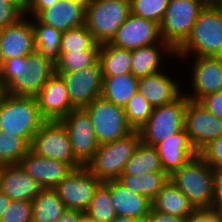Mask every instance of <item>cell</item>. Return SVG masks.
<instances>
[{"label":"cell","mask_w":222,"mask_h":222,"mask_svg":"<svg viewBox=\"0 0 222 222\" xmlns=\"http://www.w3.org/2000/svg\"><path fill=\"white\" fill-rule=\"evenodd\" d=\"M111 222H143V221L130 218L127 216H116Z\"/></svg>","instance_id":"obj_49"},{"label":"cell","mask_w":222,"mask_h":222,"mask_svg":"<svg viewBox=\"0 0 222 222\" xmlns=\"http://www.w3.org/2000/svg\"><path fill=\"white\" fill-rule=\"evenodd\" d=\"M4 94H5V90H4V87L2 86V83L0 82V101Z\"/></svg>","instance_id":"obj_53"},{"label":"cell","mask_w":222,"mask_h":222,"mask_svg":"<svg viewBox=\"0 0 222 222\" xmlns=\"http://www.w3.org/2000/svg\"><path fill=\"white\" fill-rule=\"evenodd\" d=\"M99 62L103 76L131 73V51L103 43L99 49Z\"/></svg>","instance_id":"obj_30"},{"label":"cell","mask_w":222,"mask_h":222,"mask_svg":"<svg viewBox=\"0 0 222 222\" xmlns=\"http://www.w3.org/2000/svg\"><path fill=\"white\" fill-rule=\"evenodd\" d=\"M198 154L216 171H222V134L202 148Z\"/></svg>","instance_id":"obj_41"},{"label":"cell","mask_w":222,"mask_h":222,"mask_svg":"<svg viewBox=\"0 0 222 222\" xmlns=\"http://www.w3.org/2000/svg\"><path fill=\"white\" fill-rule=\"evenodd\" d=\"M54 73V64L34 51L2 62L0 82L8 94L36 96Z\"/></svg>","instance_id":"obj_1"},{"label":"cell","mask_w":222,"mask_h":222,"mask_svg":"<svg viewBox=\"0 0 222 222\" xmlns=\"http://www.w3.org/2000/svg\"><path fill=\"white\" fill-rule=\"evenodd\" d=\"M157 73L138 78V93L154 108L173 102L182 93L183 83L172 77L170 72ZM171 75V76H170Z\"/></svg>","instance_id":"obj_20"},{"label":"cell","mask_w":222,"mask_h":222,"mask_svg":"<svg viewBox=\"0 0 222 222\" xmlns=\"http://www.w3.org/2000/svg\"><path fill=\"white\" fill-rule=\"evenodd\" d=\"M79 222H96V221L91 219V218H89L88 216H86L84 214Z\"/></svg>","instance_id":"obj_52"},{"label":"cell","mask_w":222,"mask_h":222,"mask_svg":"<svg viewBox=\"0 0 222 222\" xmlns=\"http://www.w3.org/2000/svg\"><path fill=\"white\" fill-rule=\"evenodd\" d=\"M99 60V50L60 53L54 72H71L94 65Z\"/></svg>","instance_id":"obj_35"},{"label":"cell","mask_w":222,"mask_h":222,"mask_svg":"<svg viewBox=\"0 0 222 222\" xmlns=\"http://www.w3.org/2000/svg\"><path fill=\"white\" fill-rule=\"evenodd\" d=\"M185 220L186 218L172 216L151 208L144 222H185Z\"/></svg>","instance_id":"obj_45"},{"label":"cell","mask_w":222,"mask_h":222,"mask_svg":"<svg viewBox=\"0 0 222 222\" xmlns=\"http://www.w3.org/2000/svg\"><path fill=\"white\" fill-rule=\"evenodd\" d=\"M175 56L222 57V14L215 5L206 4L200 11Z\"/></svg>","instance_id":"obj_2"},{"label":"cell","mask_w":222,"mask_h":222,"mask_svg":"<svg viewBox=\"0 0 222 222\" xmlns=\"http://www.w3.org/2000/svg\"><path fill=\"white\" fill-rule=\"evenodd\" d=\"M185 222H222V213L213 208L195 209Z\"/></svg>","instance_id":"obj_42"},{"label":"cell","mask_w":222,"mask_h":222,"mask_svg":"<svg viewBox=\"0 0 222 222\" xmlns=\"http://www.w3.org/2000/svg\"><path fill=\"white\" fill-rule=\"evenodd\" d=\"M162 170L169 176L198 152L191 144L185 128L155 146Z\"/></svg>","instance_id":"obj_22"},{"label":"cell","mask_w":222,"mask_h":222,"mask_svg":"<svg viewBox=\"0 0 222 222\" xmlns=\"http://www.w3.org/2000/svg\"><path fill=\"white\" fill-rule=\"evenodd\" d=\"M185 130L191 144L199 152L222 134V120L198 101L188 99L185 107Z\"/></svg>","instance_id":"obj_15"},{"label":"cell","mask_w":222,"mask_h":222,"mask_svg":"<svg viewBox=\"0 0 222 222\" xmlns=\"http://www.w3.org/2000/svg\"><path fill=\"white\" fill-rule=\"evenodd\" d=\"M36 51L31 20L24 16L17 23L0 30V58L28 56Z\"/></svg>","instance_id":"obj_19"},{"label":"cell","mask_w":222,"mask_h":222,"mask_svg":"<svg viewBox=\"0 0 222 222\" xmlns=\"http://www.w3.org/2000/svg\"><path fill=\"white\" fill-rule=\"evenodd\" d=\"M65 82L71 105L81 109L101 96L103 74L99 60L89 67L71 72H55Z\"/></svg>","instance_id":"obj_14"},{"label":"cell","mask_w":222,"mask_h":222,"mask_svg":"<svg viewBox=\"0 0 222 222\" xmlns=\"http://www.w3.org/2000/svg\"><path fill=\"white\" fill-rule=\"evenodd\" d=\"M188 98L184 92L173 102L154 107L147 122L138 130L141 142L155 147L185 128V107Z\"/></svg>","instance_id":"obj_7"},{"label":"cell","mask_w":222,"mask_h":222,"mask_svg":"<svg viewBox=\"0 0 222 222\" xmlns=\"http://www.w3.org/2000/svg\"><path fill=\"white\" fill-rule=\"evenodd\" d=\"M129 14V0H91L85 7L84 25L97 43H109Z\"/></svg>","instance_id":"obj_6"},{"label":"cell","mask_w":222,"mask_h":222,"mask_svg":"<svg viewBox=\"0 0 222 222\" xmlns=\"http://www.w3.org/2000/svg\"><path fill=\"white\" fill-rule=\"evenodd\" d=\"M97 43L85 25L69 29L62 33L60 53L83 50H99Z\"/></svg>","instance_id":"obj_33"},{"label":"cell","mask_w":222,"mask_h":222,"mask_svg":"<svg viewBox=\"0 0 222 222\" xmlns=\"http://www.w3.org/2000/svg\"><path fill=\"white\" fill-rule=\"evenodd\" d=\"M45 121L35 96L11 95L5 92L0 101L2 134L22 137L30 144Z\"/></svg>","instance_id":"obj_3"},{"label":"cell","mask_w":222,"mask_h":222,"mask_svg":"<svg viewBox=\"0 0 222 222\" xmlns=\"http://www.w3.org/2000/svg\"><path fill=\"white\" fill-rule=\"evenodd\" d=\"M11 4H27V0H7Z\"/></svg>","instance_id":"obj_51"},{"label":"cell","mask_w":222,"mask_h":222,"mask_svg":"<svg viewBox=\"0 0 222 222\" xmlns=\"http://www.w3.org/2000/svg\"><path fill=\"white\" fill-rule=\"evenodd\" d=\"M198 102L209 112L222 120V91L208 94Z\"/></svg>","instance_id":"obj_43"},{"label":"cell","mask_w":222,"mask_h":222,"mask_svg":"<svg viewBox=\"0 0 222 222\" xmlns=\"http://www.w3.org/2000/svg\"><path fill=\"white\" fill-rule=\"evenodd\" d=\"M27 4H11L0 0V30L17 23L25 16Z\"/></svg>","instance_id":"obj_40"},{"label":"cell","mask_w":222,"mask_h":222,"mask_svg":"<svg viewBox=\"0 0 222 222\" xmlns=\"http://www.w3.org/2000/svg\"><path fill=\"white\" fill-rule=\"evenodd\" d=\"M212 208L222 213V171L216 172Z\"/></svg>","instance_id":"obj_46"},{"label":"cell","mask_w":222,"mask_h":222,"mask_svg":"<svg viewBox=\"0 0 222 222\" xmlns=\"http://www.w3.org/2000/svg\"><path fill=\"white\" fill-rule=\"evenodd\" d=\"M11 201L12 200L6 194L0 191V219L3 213L6 211V209L10 205Z\"/></svg>","instance_id":"obj_48"},{"label":"cell","mask_w":222,"mask_h":222,"mask_svg":"<svg viewBox=\"0 0 222 222\" xmlns=\"http://www.w3.org/2000/svg\"><path fill=\"white\" fill-rule=\"evenodd\" d=\"M34 32L36 51L55 64L60 55L62 32L41 23L36 17H29Z\"/></svg>","instance_id":"obj_28"},{"label":"cell","mask_w":222,"mask_h":222,"mask_svg":"<svg viewBox=\"0 0 222 222\" xmlns=\"http://www.w3.org/2000/svg\"><path fill=\"white\" fill-rule=\"evenodd\" d=\"M83 215L82 211L66 209L56 222H79Z\"/></svg>","instance_id":"obj_47"},{"label":"cell","mask_w":222,"mask_h":222,"mask_svg":"<svg viewBox=\"0 0 222 222\" xmlns=\"http://www.w3.org/2000/svg\"><path fill=\"white\" fill-rule=\"evenodd\" d=\"M204 0H169L164 17L159 24L160 37L174 51L186 40Z\"/></svg>","instance_id":"obj_8"},{"label":"cell","mask_w":222,"mask_h":222,"mask_svg":"<svg viewBox=\"0 0 222 222\" xmlns=\"http://www.w3.org/2000/svg\"><path fill=\"white\" fill-rule=\"evenodd\" d=\"M73 3L82 4L84 7L91 1V0H68Z\"/></svg>","instance_id":"obj_50"},{"label":"cell","mask_w":222,"mask_h":222,"mask_svg":"<svg viewBox=\"0 0 222 222\" xmlns=\"http://www.w3.org/2000/svg\"><path fill=\"white\" fill-rule=\"evenodd\" d=\"M140 142L138 130H133L123 138L101 144L85 167L102 182L117 180Z\"/></svg>","instance_id":"obj_5"},{"label":"cell","mask_w":222,"mask_h":222,"mask_svg":"<svg viewBox=\"0 0 222 222\" xmlns=\"http://www.w3.org/2000/svg\"><path fill=\"white\" fill-rule=\"evenodd\" d=\"M220 0H208V4L216 5Z\"/></svg>","instance_id":"obj_55"},{"label":"cell","mask_w":222,"mask_h":222,"mask_svg":"<svg viewBox=\"0 0 222 222\" xmlns=\"http://www.w3.org/2000/svg\"><path fill=\"white\" fill-rule=\"evenodd\" d=\"M130 13L153 21L158 25L161 23L169 0H129Z\"/></svg>","instance_id":"obj_38"},{"label":"cell","mask_w":222,"mask_h":222,"mask_svg":"<svg viewBox=\"0 0 222 222\" xmlns=\"http://www.w3.org/2000/svg\"><path fill=\"white\" fill-rule=\"evenodd\" d=\"M161 40L157 23L130 13L109 44L131 51L143 46L157 44Z\"/></svg>","instance_id":"obj_16"},{"label":"cell","mask_w":222,"mask_h":222,"mask_svg":"<svg viewBox=\"0 0 222 222\" xmlns=\"http://www.w3.org/2000/svg\"><path fill=\"white\" fill-rule=\"evenodd\" d=\"M153 107L138 91L130 98L124 107L126 121L133 130H139L149 119Z\"/></svg>","instance_id":"obj_37"},{"label":"cell","mask_w":222,"mask_h":222,"mask_svg":"<svg viewBox=\"0 0 222 222\" xmlns=\"http://www.w3.org/2000/svg\"><path fill=\"white\" fill-rule=\"evenodd\" d=\"M163 171L155 147L140 142L133 156L125 164L122 174L140 175Z\"/></svg>","instance_id":"obj_32"},{"label":"cell","mask_w":222,"mask_h":222,"mask_svg":"<svg viewBox=\"0 0 222 222\" xmlns=\"http://www.w3.org/2000/svg\"><path fill=\"white\" fill-rule=\"evenodd\" d=\"M84 214L96 222H111L117 216L112 206L110 189L104 183L96 190Z\"/></svg>","instance_id":"obj_34"},{"label":"cell","mask_w":222,"mask_h":222,"mask_svg":"<svg viewBox=\"0 0 222 222\" xmlns=\"http://www.w3.org/2000/svg\"><path fill=\"white\" fill-rule=\"evenodd\" d=\"M165 56L175 57V51L162 40L131 50V73L137 78L157 73L165 69L162 67Z\"/></svg>","instance_id":"obj_25"},{"label":"cell","mask_w":222,"mask_h":222,"mask_svg":"<svg viewBox=\"0 0 222 222\" xmlns=\"http://www.w3.org/2000/svg\"><path fill=\"white\" fill-rule=\"evenodd\" d=\"M117 181L132 192L143 195L152 201L169 181V175L164 171L140 175L121 174Z\"/></svg>","instance_id":"obj_29"},{"label":"cell","mask_w":222,"mask_h":222,"mask_svg":"<svg viewBox=\"0 0 222 222\" xmlns=\"http://www.w3.org/2000/svg\"><path fill=\"white\" fill-rule=\"evenodd\" d=\"M91 118L99 145L113 142L130 134L124 108L101 96L83 108Z\"/></svg>","instance_id":"obj_9"},{"label":"cell","mask_w":222,"mask_h":222,"mask_svg":"<svg viewBox=\"0 0 222 222\" xmlns=\"http://www.w3.org/2000/svg\"><path fill=\"white\" fill-rule=\"evenodd\" d=\"M111 194V202L117 216H127L144 222L152 208L147 197L125 188L117 180L103 182Z\"/></svg>","instance_id":"obj_23"},{"label":"cell","mask_w":222,"mask_h":222,"mask_svg":"<svg viewBox=\"0 0 222 222\" xmlns=\"http://www.w3.org/2000/svg\"><path fill=\"white\" fill-rule=\"evenodd\" d=\"M152 208L182 218H187L195 210L187 197L170 179L152 200Z\"/></svg>","instance_id":"obj_26"},{"label":"cell","mask_w":222,"mask_h":222,"mask_svg":"<svg viewBox=\"0 0 222 222\" xmlns=\"http://www.w3.org/2000/svg\"><path fill=\"white\" fill-rule=\"evenodd\" d=\"M175 58L179 62L188 59L190 60L188 64L193 62L190 63L191 77L189 78V83L192 86L189 89L191 88V92L187 91V88L183 91L188 99L199 101L208 94L222 91V57L175 56Z\"/></svg>","instance_id":"obj_10"},{"label":"cell","mask_w":222,"mask_h":222,"mask_svg":"<svg viewBox=\"0 0 222 222\" xmlns=\"http://www.w3.org/2000/svg\"><path fill=\"white\" fill-rule=\"evenodd\" d=\"M216 171L199 155L191 158L169 179L194 209L212 208Z\"/></svg>","instance_id":"obj_4"},{"label":"cell","mask_w":222,"mask_h":222,"mask_svg":"<svg viewBox=\"0 0 222 222\" xmlns=\"http://www.w3.org/2000/svg\"><path fill=\"white\" fill-rule=\"evenodd\" d=\"M59 121L66 129L74 158L85 166L99 146L90 116L83 108L74 109Z\"/></svg>","instance_id":"obj_13"},{"label":"cell","mask_w":222,"mask_h":222,"mask_svg":"<svg viewBox=\"0 0 222 222\" xmlns=\"http://www.w3.org/2000/svg\"><path fill=\"white\" fill-rule=\"evenodd\" d=\"M31 203L32 222H56L66 210L54 189H42Z\"/></svg>","instance_id":"obj_31"},{"label":"cell","mask_w":222,"mask_h":222,"mask_svg":"<svg viewBox=\"0 0 222 222\" xmlns=\"http://www.w3.org/2000/svg\"><path fill=\"white\" fill-rule=\"evenodd\" d=\"M41 116L46 121H59L75 108L71 105L65 82L54 73L35 96Z\"/></svg>","instance_id":"obj_17"},{"label":"cell","mask_w":222,"mask_h":222,"mask_svg":"<svg viewBox=\"0 0 222 222\" xmlns=\"http://www.w3.org/2000/svg\"><path fill=\"white\" fill-rule=\"evenodd\" d=\"M41 190L20 164L0 165V191L11 200L32 202Z\"/></svg>","instance_id":"obj_21"},{"label":"cell","mask_w":222,"mask_h":222,"mask_svg":"<svg viewBox=\"0 0 222 222\" xmlns=\"http://www.w3.org/2000/svg\"><path fill=\"white\" fill-rule=\"evenodd\" d=\"M102 183L85 166H81L71 171L54 190L66 209L85 212Z\"/></svg>","instance_id":"obj_12"},{"label":"cell","mask_w":222,"mask_h":222,"mask_svg":"<svg viewBox=\"0 0 222 222\" xmlns=\"http://www.w3.org/2000/svg\"><path fill=\"white\" fill-rule=\"evenodd\" d=\"M30 150V144L22 137L0 134V165L19 164Z\"/></svg>","instance_id":"obj_36"},{"label":"cell","mask_w":222,"mask_h":222,"mask_svg":"<svg viewBox=\"0 0 222 222\" xmlns=\"http://www.w3.org/2000/svg\"><path fill=\"white\" fill-rule=\"evenodd\" d=\"M36 18L43 24L60 32L84 25L85 7L68 0H57L50 7L43 9Z\"/></svg>","instance_id":"obj_24"},{"label":"cell","mask_w":222,"mask_h":222,"mask_svg":"<svg viewBox=\"0 0 222 222\" xmlns=\"http://www.w3.org/2000/svg\"><path fill=\"white\" fill-rule=\"evenodd\" d=\"M57 0H27L25 16L36 17L43 9L55 4Z\"/></svg>","instance_id":"obj_44"},{"label":"cell","mask_w":222,"mask_h":222,"mask_svg":"<svg viewBox=\"0 0 222 222\" xmlns=\"http://www.w3.org/2000/svg\"><path fill=\"white\" fill-rule=\"evenodd\" d=\"M215 6L220 10L222 14V0H220Z\"/></svg>","instance_id":"obj_54"},{"label":"cell","mask_w":222,"mask_h":222,"mask_svg":"<svg viewBox=\"0 0 222 222\" xmlns=\"http://www.w3.org/2000/svg\"><path fill=\"white\" fill-rule=\"evenodd\" d=\"M35 154L70 164L74 169L82 165L74 158L65 127L60 121H45L30 143Z\"/></svg>","instance_id":"obj_11"},{"label":"cell","mask_w":222,"mask_h":222,"mask_svg":"<svg viewBox=\"0 0 222 222\" xmlns=\"http://www.w3.org/2000/svg\"><path fill=\"white\" fill-rule=\"evenodd\" d=\"M0 222H32V203L12 200Z\"/></svg>","instance_id":"obj_39"},{"label":"cell","mask_w":222,"mask_h":222,"mask_svg":"<svg viewBox=\"0 0 222 222\" xmlns=\"http://www.w3.org/2000/svg\"><path fill=\"white\" fill-rule=\"evenodd\" d=\"M138 91V78L132 73L118 76H103L101 97L124 108Z\"/></svg>","instance_id":"obj_27"},{"label":"cell","mask_w":222,"mask_h":222,"mask_svg":"<svg viewBox=\"0 0 222 222\" xmlns=\"http://www.w3.org/2000/svg\"><path fill=\"white\" fill-rule=\"evenodd\" d=\"M42 189H54L74 168L62 161L42 157L29 150L19 163Z\"/></svg>","instance_id":"obj_18"}]
</instances>
